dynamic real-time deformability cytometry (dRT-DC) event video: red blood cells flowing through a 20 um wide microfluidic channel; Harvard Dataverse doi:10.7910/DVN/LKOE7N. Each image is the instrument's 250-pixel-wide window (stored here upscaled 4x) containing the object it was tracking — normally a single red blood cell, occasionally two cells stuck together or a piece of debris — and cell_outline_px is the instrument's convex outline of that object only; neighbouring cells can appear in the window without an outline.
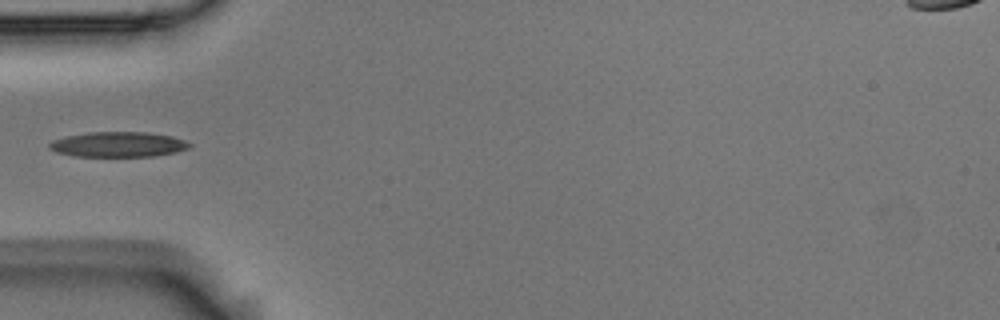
{"species": "Egyptian fruit bat (a non-hibernating species)", "species_latin": "Rousettus aegyptiacus", "temperature_condition": "room temperature", "stored_images_in_passage": 6, "camera_frame_rate_fps": 3000, "um_per_image_px": 0.085, "animal": {"sex": "male"}, "frame": {"image": 1, "passage_image": 6, "time_ms": 1.667, "image_size_px": [1000, 320], "cell_outline_px": [[192, 144], [188, 148], [176, 152], [152, 156], [72, 156], [56, 152], [48, 148], [48, 144], [52, 140], [68, 136], [88, 132], [144, 132], [172, 136], [184, 140]], "centroid_in_image_um": [10.02, 12.27], "position_along_channel_um": 75.0, "area_um2": 20.46}}